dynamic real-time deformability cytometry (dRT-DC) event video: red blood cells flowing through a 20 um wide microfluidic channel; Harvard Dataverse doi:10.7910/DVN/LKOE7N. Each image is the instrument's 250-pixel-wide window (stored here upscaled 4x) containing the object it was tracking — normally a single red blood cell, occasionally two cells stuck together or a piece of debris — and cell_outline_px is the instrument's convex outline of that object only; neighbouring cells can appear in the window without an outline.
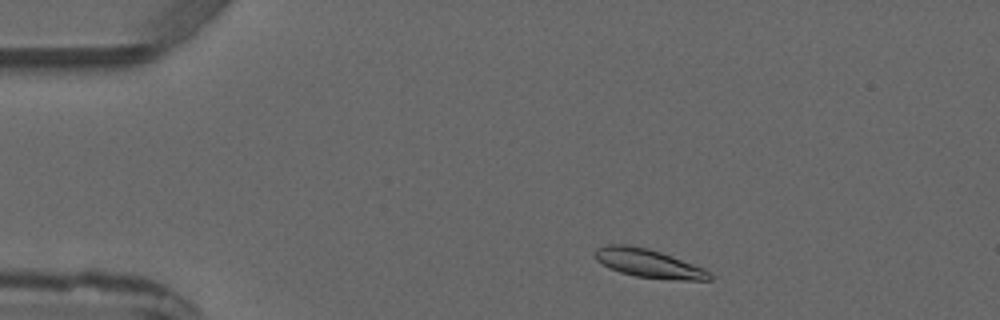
{"species": "common noctule bat (a hibernating species)", "species_latin": "Nyctalus noctula", "temperature_condition": "warm", "stored_images_in_passage": 4, "camera_frame_rate_fps": 3000, "um_per_image_px": 0.085, "animal": {"sex": "male", "forearm_length_mm": 52.5}, "frame": {"image": 1, "passage_image": 2, "time_ms": 1.0, "image_size_px": [1000, 320], "cell_outline_px": [[712, 280], [676, 280], [636, 276], [620, 272], [608, 268], [596, 260], [592, 256], [592, 252], [596, 248], [608, 244], [628, 244], [648, 248], [672, 256], [704, 268], [712, 272]], "centroid_in_image_um": [55.09, 22.37], "position_along_channel_um": 29.9, "area_um2": 19.36}}
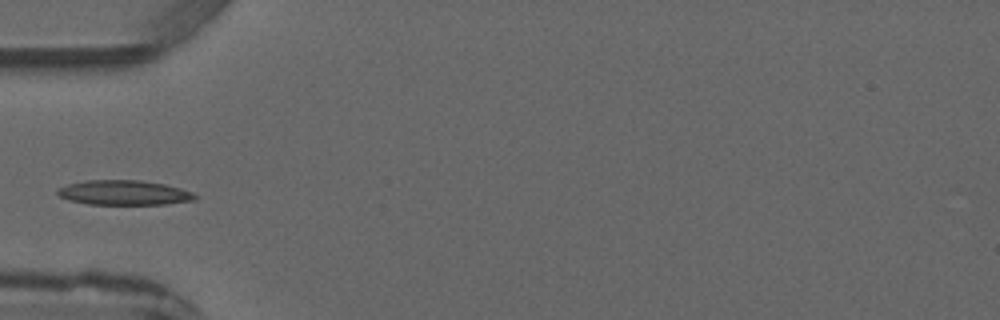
{"frame": {"image": 2, "passage_image": 4, "time_ms": 3.333, "image_size_px": [1000, 320], "cell_outline_px": [[196, 200], [164, 204], [88, 204], [68, 200], [60, 196], [56, 192], [60, 188], [68, 184], [84, 180], [140, 180], [164, 184], [180, 188], [192, 192], [196, 196]], "centroid_in_image_um": [10.54, 16.37], "position_along_channel_um": 74.5, "area_um2": 19.71}}